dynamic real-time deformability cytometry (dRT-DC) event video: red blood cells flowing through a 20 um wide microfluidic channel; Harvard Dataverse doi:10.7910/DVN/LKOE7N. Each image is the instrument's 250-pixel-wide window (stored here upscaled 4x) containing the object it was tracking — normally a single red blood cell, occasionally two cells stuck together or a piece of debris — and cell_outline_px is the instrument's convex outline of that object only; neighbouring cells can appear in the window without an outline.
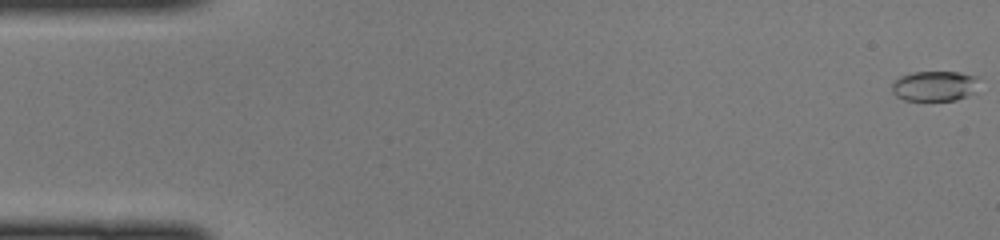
{"species": "common noctule bat (a hibernating species)", "species_latin": "Nyctalus noctula", "temperature_condition": "cold", "stored_images_in_passage": 47, "camera_frame_rate_fps": 3000, "um_per_image_px": 0.085, "animal": {"sex": "female", "body_mass_g": 22.0, "forearm_length_mm": 56.7}, "frame": {"image": 1, "passage_image": 1, "time_ms": 0.0, "image_size_px": [1000, 240], "cell_outline_px": [[980, 76], [976, 92], [968, 96], [956, 100], [904, 100], [896, 96], [892, 92], [892, 84], [900, 76], [912, 72], [960, 72]], "centroid_in_image_um": [79.5, 7.3], "position_along_channel_um": 5.5, "area_um2": 15.61}}
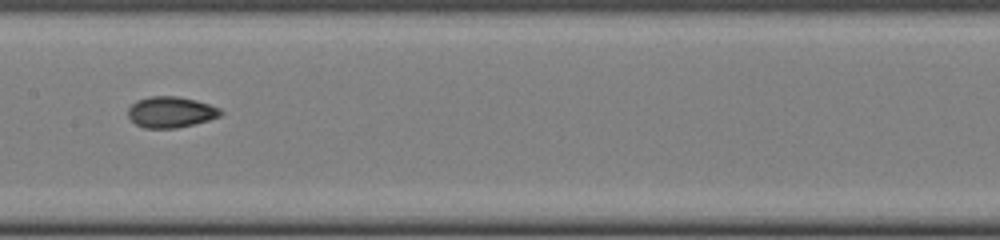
{"frame": {"image": 2, "passage_image": 24, "time_ms": 7.667, "image_size_px": [1000, 240], "cell_outline_px": [[224, 112], [220, 116], [208, 120], [176, 128], [144, 128], [136, 124], [128, 116], [128, 108], [136, 100], [148, 96], [176, 96], [196, 100], [220, 108]], "centroid_in_image_um": [14.5, 9.52], "position_along_channel_um": 192.9, "area_um2": 16.7}}
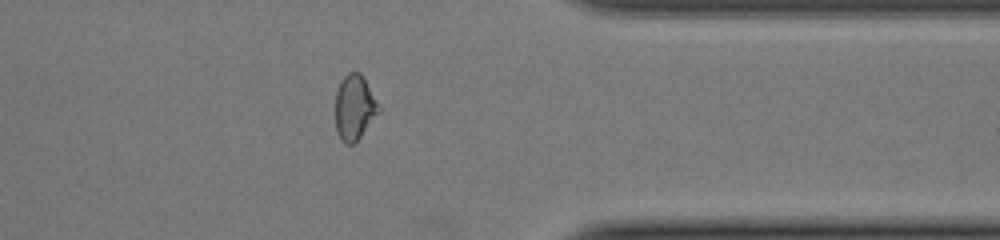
{"frame": {"image": 3, "passage_image": 38, "time_ms": 12.333, "image_size_px": [1000, 240], "cell_outline_px": [[380, 112], [360, 136], [352, 144], [344, 144], [340, 140], [336, 132], [336, 92], [340, 80], [348, 72], [360, 72], [364, 76], [380, 108]], "centroid_in_image_um": [30.12, 9.12], "position_along_channel_um": 381.3, "area_um2": 16.47}}